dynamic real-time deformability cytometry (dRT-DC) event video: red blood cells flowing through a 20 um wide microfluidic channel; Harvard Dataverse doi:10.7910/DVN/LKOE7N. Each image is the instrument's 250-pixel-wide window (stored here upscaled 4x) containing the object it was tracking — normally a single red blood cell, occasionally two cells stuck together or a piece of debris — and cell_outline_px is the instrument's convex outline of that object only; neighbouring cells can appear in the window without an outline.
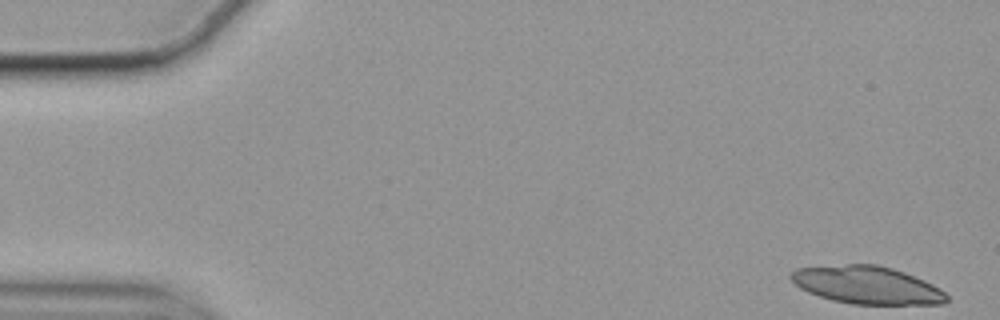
{"species": "common noctule bat (a hibernating species)", "species_latin": "Nyctalus noctula", "temperature_condition": "cold", "stored_images_in_passage": 29, "camera_frame_rate_fps": 3000, "um_per_image_px": 0.085, "animal": {"sex": "female", "body_mass_g": 19.9}, "frame": {"image": 1, "passage_image": 1, "time_ms": 0.0, "image_size_px": [1000, 320], "cell_outline_px": [[948, 300], [944, 304], [852, 304], [832, 300], [808, 292], [800, 288], [788, 276], [796, 268], [844, 264], [876, 264], [892, 268], [904, 272], [924, 280], [940, 288], [948, 296]], "centroid_in_image_um": [73.7, 24.23], "position_along_channel_um": 11.3, "area_um2": 34.22}}